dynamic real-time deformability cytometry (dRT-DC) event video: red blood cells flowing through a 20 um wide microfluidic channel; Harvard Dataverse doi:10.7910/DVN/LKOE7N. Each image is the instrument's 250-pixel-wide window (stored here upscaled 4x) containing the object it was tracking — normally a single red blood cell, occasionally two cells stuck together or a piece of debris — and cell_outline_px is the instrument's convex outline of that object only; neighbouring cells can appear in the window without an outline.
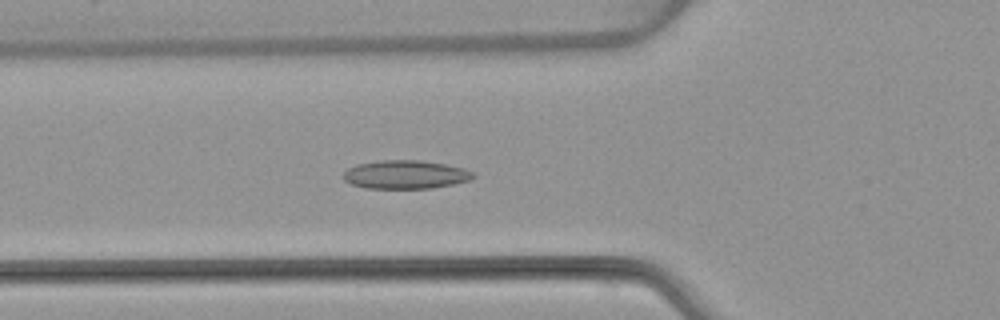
{"species": "common noctule bat (a hibernating species)", "species_latin": "Nyctalus noctula", "temperature_condition": "warm", "stored_images_in_passage": 52, "camera_frame_rate_fps": 3000, "um_per_image_px": 0.085, "animal": {"sex": "female", "body_mass_g": 22.7, "forearm_length_mm": 54.2}, "frame": {"image": 1, "passage_image": 18, "time_ms": 5.667, "image_size_px": [1000, 320], "cell_outline_px": [[476, 176], [468, 180], [452, 184], [432, 188], [364, 188], [352, 184], [344, 180], [344, 172], [348, 168], [356, 164], [380, 160], [420, 160], [444, 164], [464, 168], [476, 172]], "centroid_in_image_um": [34.47, 14.83], "position_along_channel_um": 91.3, "area_um2": 21.56}}
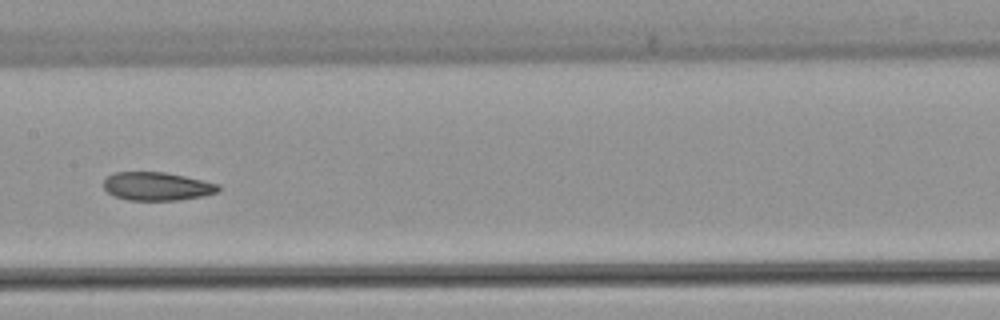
{"frame": {"image": 2, "passage_image": 26, "time_ms": 8.333, "image_size_px": [1000, 320], "cell_outline_px": [[220, 188], [216, 192], [204, 196], [176, 200], [128, 200], [116, 196], [108, 192], [104, 188], [104, 180], [112, 172], [164, 172], [204, 180], [220, 184]], "centroid_in_image_um": [13.35, 15.83], "position_along_channel_um": 194.0, "area_um2": 18.9}}
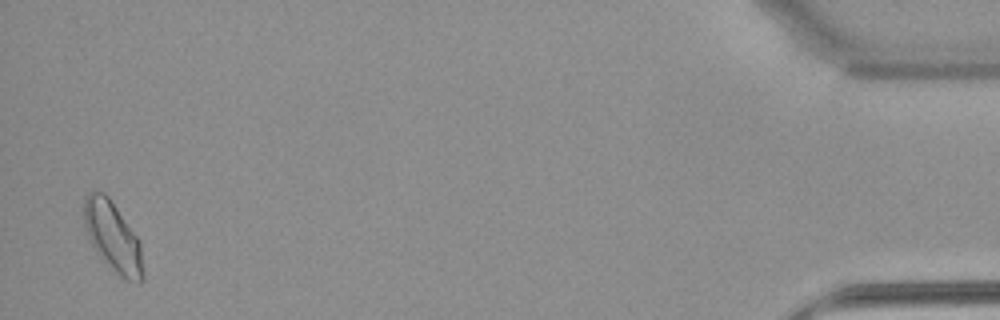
{"frame": {"image": 3, "passage_image": 51, "time_ms": 16.667, "image_size_px": [1000, 320], "cell_outline_px": [[144, 280], [140, 284], [128, 280], [120, 276], [96, 252], [88, 236], [84, 224], [84, 200], [88, 192], [104, 192], [108, 196], [136, 236], [140, 244], [144, 272]], "centroid_in_image_um": [9.6, 20.15], "position_along_channel_um": 425.6, "area_um2": 23.64}, "authors_computed_cell_mechanics": {"area_um2": 20.3456, "velocity_mm_per_s": 3.8428, "shape_relaxation_time_tau1_ms": 9.6298, "shape_relaxation_time_tau2_ms": 3.4572, "deformation_change_tau1": 0.1596, "deformation_change_tau2": 0.089}}